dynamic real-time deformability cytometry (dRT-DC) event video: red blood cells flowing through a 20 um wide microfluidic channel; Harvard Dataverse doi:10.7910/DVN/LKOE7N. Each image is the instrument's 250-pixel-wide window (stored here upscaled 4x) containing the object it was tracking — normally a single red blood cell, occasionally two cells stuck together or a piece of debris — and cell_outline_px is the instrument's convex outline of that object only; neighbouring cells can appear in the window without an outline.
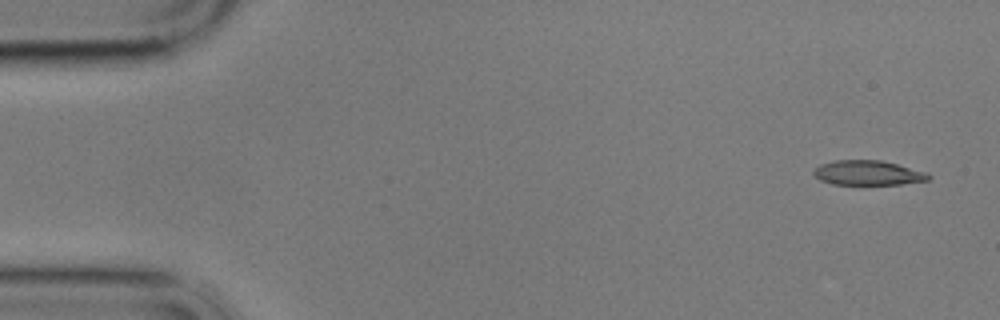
{"species": "common noctule bat (a hibernating species)", "species_latin": "Nyctalus noctula", "temperature_condition": "cold", "stored_images_in_passage": 4, "camera_frame_rate_fps": 3000, "um_per_image_px": 0.085, "animal": {"sex": "male", "body_mass_g": 17.9}, "frame": {"image": 1, "passage_image": 1, "time_ms": 0.0, "image_size_px": [1000, 320], "cell_outline_px": [[932, 176], [928, 180], [900, 184], [832, 184], [820, 180], [812, 172], [820, 164], [836, 160], [880, 160], [928, 172]], "centroid_in_image_um": [73.79, 14.69], "position_along_channel_um": 11.2, "area_um2": 16.42}}
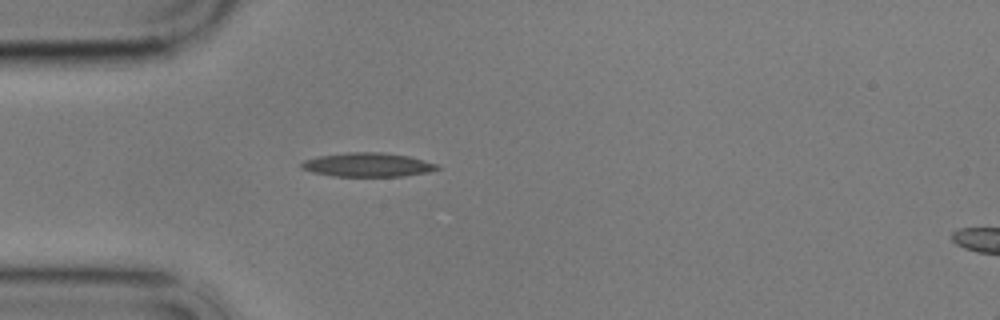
{"frame": {"image": 2, "passage_image": 4, "time_ms": 4.333, "image_size_px": [1000, 320], "cell_outline_px": [[440, 168], [428, 172], [404, 176], [332, 176], [312, 172], [300, 168], [300, 164], [304, 160], [320, 156], [344, 152], [380, 152], [408, 156], [424, 160], [436, 164]], "centroid_in_image_um": [31.22, 14.0], "position_along_channel_um": 53.8, "area_um2": 18.9}}